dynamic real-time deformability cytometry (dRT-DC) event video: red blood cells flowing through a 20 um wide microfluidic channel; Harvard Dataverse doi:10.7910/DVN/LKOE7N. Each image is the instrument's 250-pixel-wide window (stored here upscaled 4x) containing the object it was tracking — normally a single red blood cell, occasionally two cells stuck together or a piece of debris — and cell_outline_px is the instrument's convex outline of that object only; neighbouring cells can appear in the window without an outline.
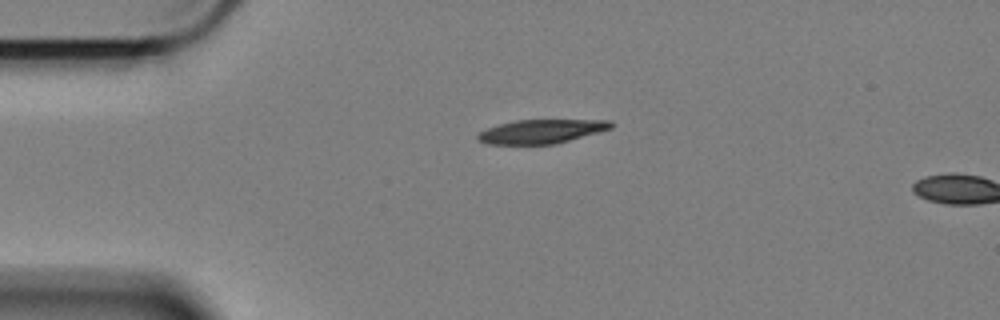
{"species": "Egyptian fruit bat (a non-hibernating species)", "species_latin": "Rousettus aegyptiacus", "temperature_condition": "cold", "stored_images_in_passage": 3, "camera_frame_rate_fps": 3000, "um_per_image_px": 0.085, "animal": {"sex": "female"}, "frame": {"image": 1, "passage_image": 1, "time_ms": 0.0, "image_size_px": [1000, 320], "cell_outline_px": [[616, 124], [612, 128], [556, 144], [488, 144], [480, 140], [476, 136], [480, 132], [488, 128], [500, 124], [516, 120], [612, 120]], "centroid_in_image_um": [46.07, 11.16], "position_along_channel_um": 38.9, "area_um2": 18.44}}